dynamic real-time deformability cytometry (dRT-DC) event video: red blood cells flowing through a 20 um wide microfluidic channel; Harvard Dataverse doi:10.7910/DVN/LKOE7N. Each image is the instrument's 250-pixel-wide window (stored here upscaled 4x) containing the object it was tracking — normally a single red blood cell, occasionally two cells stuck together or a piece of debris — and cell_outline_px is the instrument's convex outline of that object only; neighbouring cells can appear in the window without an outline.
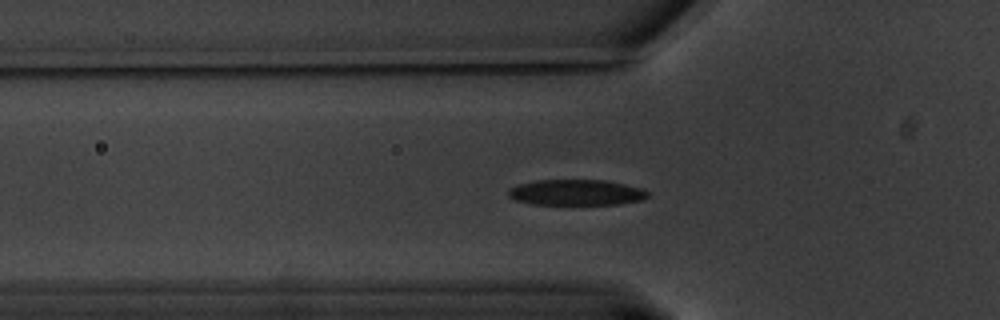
{"species": "common noctule bat (a hibernating species)", "species_latin": "Nyctalus noctula", "temperature_condition": "warm", "stored_images_in_passage": 47, "camera_frame_rate_fps": 3000, "um_per_image_px": 0.085, "animal": {"sex": "male", "body_mass_g": 20.1, "forearm_length_mm": 53.5}, "frame": {"image": 1, "passage_image": 5, "time_ms": 1.333, "image_size_px": [1000, 320], "cell_outline_px": [[648, 196], [644, 200], [620, 204], [576, 208], [532, 204], [516, 200], [508, 196], [508, 188], [520, 184], [536, 180], [604, 180], [644, 188], [648, 192]], "centroid_in_image_um": [49.0, 16.42], "position_along_channel_um": 76.8, "area_um2": 22.25}}
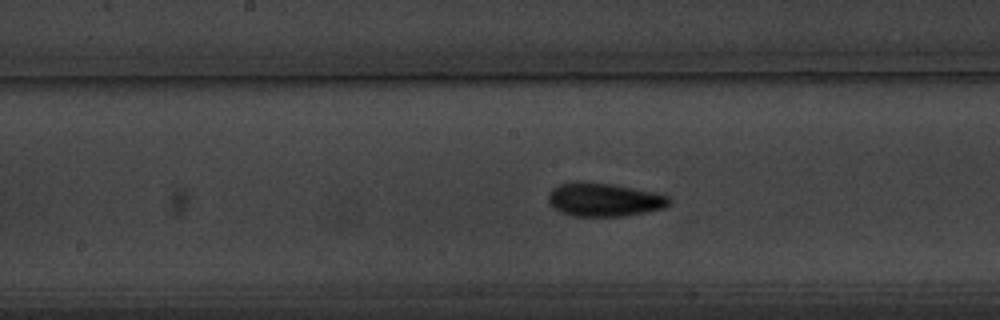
{"frame": {"image": 2, "passage_image": 16, "time_ms": 5.0, "image_size_px": [1000, 320], "cell_outline_px": [[672, 200], [664, 208], [624, 216], [572, 216], [560, 212], [552, 208], [548, 204], [548, 192], [552, 188], [560, 184], [576, 180], [612, 184], [652, 192], [668, 196]], "centroid_in_image_um": [51.27, 16.96], "position_along_channel_um": 196.9, "area_um2": 23.76}}
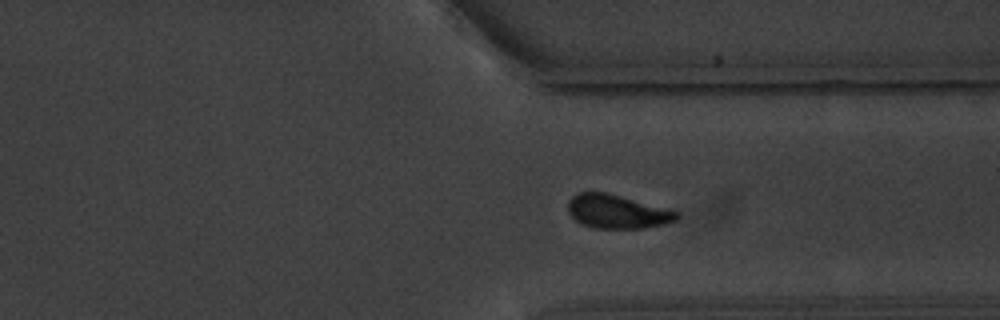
{"frame": {"image": 3, "passage_image": 31, "time_ms": 10.0, "image_size_px": [1000, 320], "cell_outline_px": [[680, 216], [676, 220], [664, 224], [644, 228], [592, 228], [576, 220], [568, 212], [568, 200], [576, 192], [604, 192], [680, 212]], "centroid_in_image_um": [52.44, 17.99], "position_along_channel_um": 359.0, "area_um2": 21.15}, "authors_computed_cell_mechanics": {"area_um2": 21.7906, "velocity_mm_per_s": 3.25, "shape_relaxation_time_tau1_ms": 3.4302, "shape_relaxation_time_tau2_ms": 3.0612, "deformation_change_tau1": 0.13, "deformation_change_tau2": 0.0819}}